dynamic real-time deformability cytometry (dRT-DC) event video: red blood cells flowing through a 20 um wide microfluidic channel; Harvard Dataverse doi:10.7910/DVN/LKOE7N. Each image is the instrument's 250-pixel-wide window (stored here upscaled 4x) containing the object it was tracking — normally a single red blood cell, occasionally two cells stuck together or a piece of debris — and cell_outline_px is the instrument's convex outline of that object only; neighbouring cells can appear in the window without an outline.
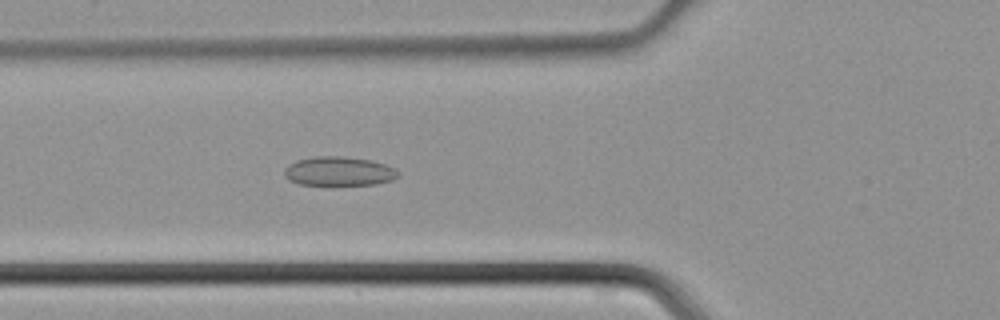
{"species": "common noctule bat (a hibernating species)", "species_latin": "Nyctalus noctula", "temperature_condition": "cold", "stored_images_in_passage": 45, "camera_frame_rate_fps": 3000, "um_per_image_px": 0.085, "animal": {"sex": "male", "body_mass_g": 21.5, "forearm_length_mm": 52.0}, "frame": {"image": 1, "passage_image": 16, "time_ms": 5.0, "image_size_px": [1000, 320], "cell_outline_px": [[400, 176], [392, 180], [376, 184], [300, 184], [288, 180], [284, 176], [284, 168], [288, 164], [296, 160], [316, 156], [344, 156], [368, 160], [384, 164], [400, 172]], "centroid_in_image_um": [28.77, 14.55], "position_along_channel_um": 97.0, "area_um2": 19.19}}
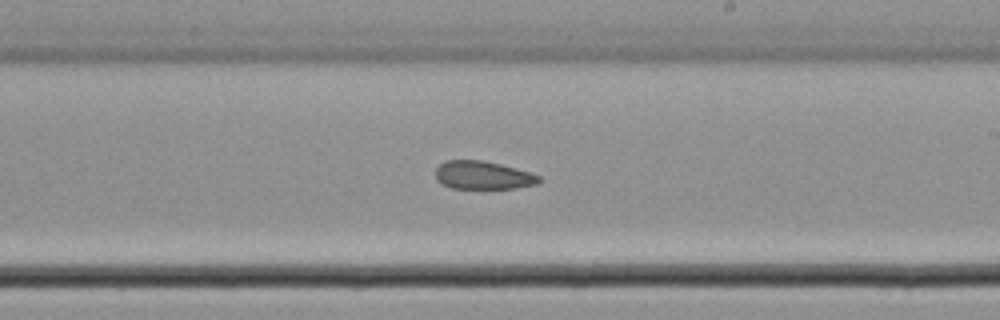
{"frame": {"image": 2, "passage_image": 26, "time_ms": 8.333, "image_size_px": [1000, 320], "cell_outline_px": [[544, 180], [536, 184], [516, 188], [452, 188], [440, 184], [436, 180], [436, 168], [444, 160], [484, 160], [500, 164], [528, 172], [540, 176]], "centroid_in_image_um": [41.03, 14.89], "position_along_channel_um": 248.0, "area_um2": 17.05}}
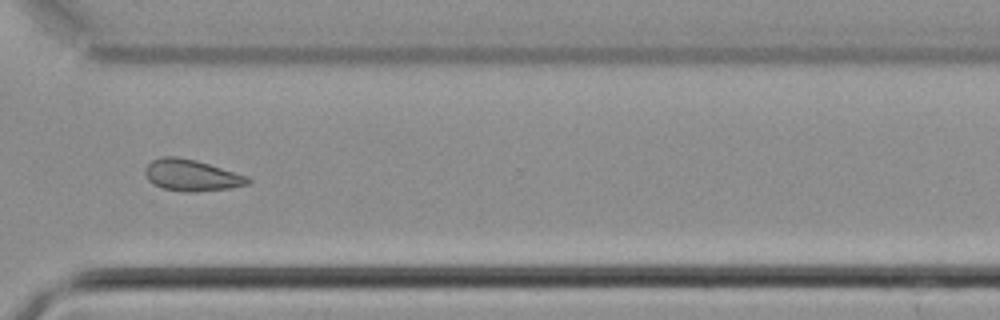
{"frame": {"image": 3, "passage_image": 33, "time_ms": 10.667, "image_size_px": [1000, 320], "cell_outline_px": [[252, 180], [248, 184], [228, 188], [196, 192], [184, 192], [160, 188], [148, 180], [144, 172], [144, 168], [152, 160], [160, 156], [176, 156], [196, 160], [248, 176]], "centroid_in_image_um": [16.25, 14.9], "position_along_channel_um": 354.4, "area_um2": 18.96}}